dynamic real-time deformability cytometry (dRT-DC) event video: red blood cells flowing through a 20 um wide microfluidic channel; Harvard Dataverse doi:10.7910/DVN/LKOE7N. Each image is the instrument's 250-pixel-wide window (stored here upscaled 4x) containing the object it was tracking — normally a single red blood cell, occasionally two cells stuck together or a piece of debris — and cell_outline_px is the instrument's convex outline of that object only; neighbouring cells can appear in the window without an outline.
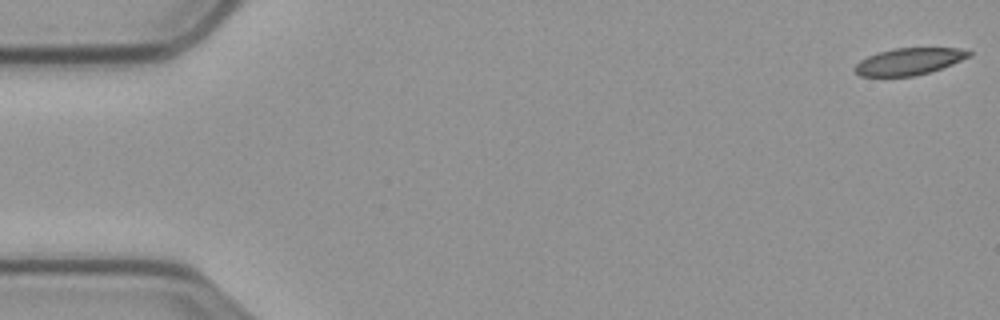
{"species": "common noctule bat (a hibernating species)", "species_latin": "Nyctalus noctula", "temperature_condition": "cold", "stored_images_in_passage": 8, "camera_frame_rate_fps": 3000, "um_per_image_px": 0.085, "animal": {"sex": "male", "body_mass_g": 23.1, "forearm_length_mm": 52.7}, "frame": {"image": 1, "passage_image": 1, "time_ms": 0.0, "image_size_px": [1000, 320], "cell_outline_px": [[972, 56], [952, 64], [928, 72], [912, 76], [860, 76], [852, 68], [860, 60], [876, 52], [892, 48], [960, 48], [972, 52]], "centroid_in_image_um": [77.25, 5.21], "position_along_channel_um": 7.8, "area_um2": 17.86}}